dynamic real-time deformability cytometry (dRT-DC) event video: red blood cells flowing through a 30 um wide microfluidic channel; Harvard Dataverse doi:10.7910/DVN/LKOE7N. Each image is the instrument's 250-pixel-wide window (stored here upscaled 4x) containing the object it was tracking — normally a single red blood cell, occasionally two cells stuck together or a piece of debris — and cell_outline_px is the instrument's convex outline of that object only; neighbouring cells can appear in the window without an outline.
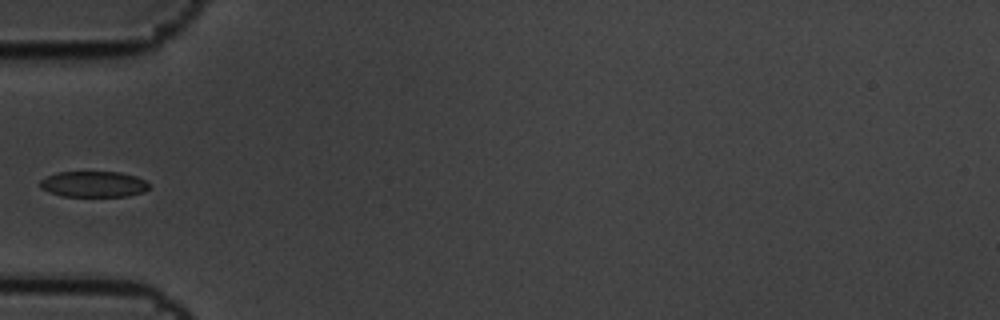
{"species": "common noctule bat (a hibernating species)", "species_latin": "Nyctalus noctula", "temperature_condition": "cold", "stored_images_in_passage": 6, "camera_frame_rate_fps": 3000, "um_per_image_px": 0.085, "animal": {"sex": "male", "body_mass_g": 19.5, "forearm_length_mm": 54.6}, "frame": {"image": 1, "passage_image": 6, "time_ms": 1.667, "image_size_px": [1000, 320], "cell_outline_px": [[152, 184], [144, 192], [128, 196], [64, 196], [48, 192], [40, 188], [40, 180], [56, 172], [120, 172], [136, 176]], "centroid_in_image_um": [7.97, 15.65], "position_along_channel_um": 77.0, "area_um2": 16.53}}